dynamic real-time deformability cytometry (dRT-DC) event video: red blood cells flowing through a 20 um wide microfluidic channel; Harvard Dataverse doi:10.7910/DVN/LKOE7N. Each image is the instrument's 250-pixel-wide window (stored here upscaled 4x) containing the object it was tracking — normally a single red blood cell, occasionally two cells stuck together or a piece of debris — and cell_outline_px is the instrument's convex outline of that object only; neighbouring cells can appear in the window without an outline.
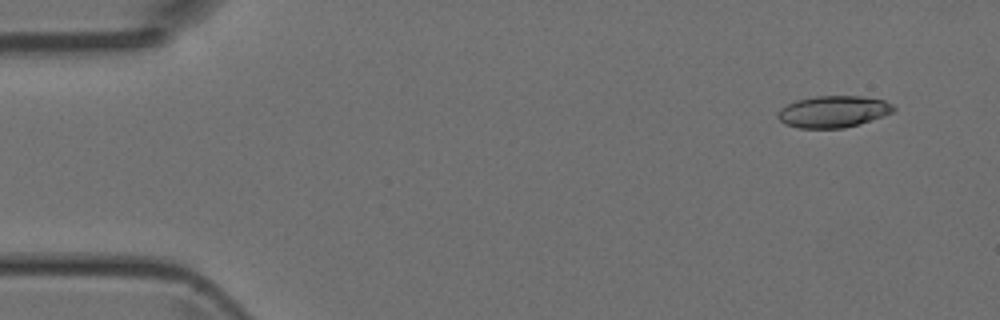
{"species": "Egyptian fruit bat (a non-hibernating species)", "species_latin": "Rousettus aegyptiacus", "temperature_condition": "room temperature", "stored_images_in_passage": 45, "camera_frame_rate_fps": 3000, "um_per_image_px": 0.085, "animal": {"sex": "female"}, "frame": {"image": 1, "passage_image": 1, "time_ms": 0.0, "image_size_px": [1000, 320], "cell_outline_px": [[896, 108], [892, 112], [884, 116], [860, 124], [844, 128], [800, 128], [784, 124], [776, 116], [776, 112], [780, 108], [796, 100], [816, 96], [860, 96], [884, 100], [892, 104]], "centroid_in_image_um": [70.81, 9.49], "position_along_channel_um": 14.2, "area_um2": 21.5}}
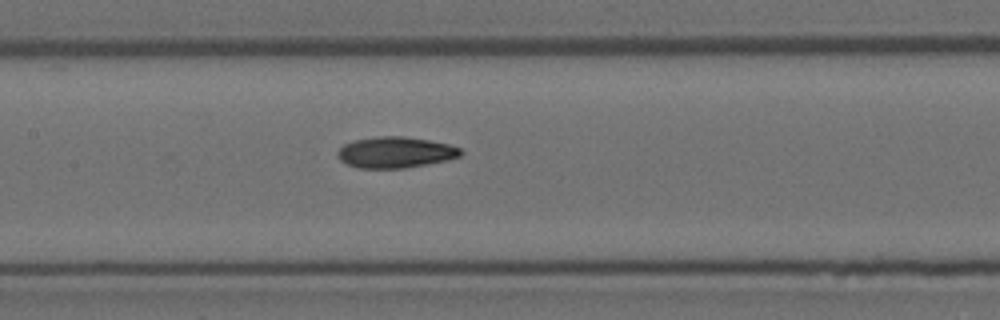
{"frame": {"image": 2, "passage_image": 20, "time_ms": 6.333, "image_size_px": [1000, 320], "cell_outline_px": [[464, 152], [460, 156], [448, 160], [404, 168], [356, 168], [340, 160], [336, 152], [344, 144], [356, 140], [380, 136], [400, 136], [428, 140], [448, 144], [460, 148]], "centroid_in_image_um": [33.61, 12.96], "position_along_channel_um": 173.8, "area_um2": 22.14}}
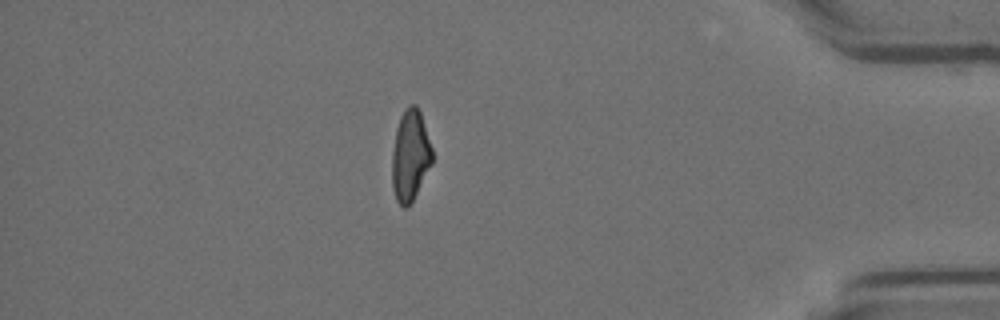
{"frame": {"image": 3, "passage_image": 39, "time_ms": 12.667, "image_size_px": [1000, 320], "cell_outline_px": [[432, 164], [408, 208], [404, 208], [396, 200], [392, 188], [392, 152], [396, 128], [400, 116], [404, 108], [408, 104], [416, 104], [420, 112], [432, 148]], "centroid_in_image_um": [34.85, 13.21], "position_along_channel_um": 400.3, "area_um2": 21.39}}